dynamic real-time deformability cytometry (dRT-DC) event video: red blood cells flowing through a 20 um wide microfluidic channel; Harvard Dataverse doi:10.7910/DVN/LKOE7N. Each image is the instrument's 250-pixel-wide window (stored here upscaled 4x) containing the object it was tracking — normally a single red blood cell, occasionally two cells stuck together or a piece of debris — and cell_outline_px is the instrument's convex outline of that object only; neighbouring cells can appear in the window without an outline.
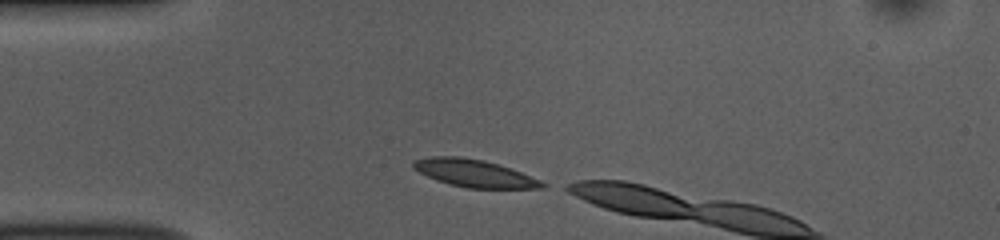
{"species": "common noctule bat (a hibernating species)", "species_latin": "Nyctalus noctula", "temperature_condition": "room temperature", "stored_images_in_passage": 3, "camera_frame_rate_fps": 3000, "um_per_image_px": 0.085, "animal": {"sex": "female", "body_mass_g": 10.0, "forearm_length_mm": 53.1}, "frame": {"image": 1, "passage_image": 1, "time_ms": 0.0, "image_size_px": [1000, 240], "cell_outline_px": [[548, 184], [544, 188], [468, 188], [436, 180], [412, 168], [412, 160], [432, 156], [460, 156], [484, 160], [520, 172], [540, 180]], "centroid_in_image_um": [40.29, 14.72], "position_along_channel_um": 44.7, "area_um2": 20.4}}